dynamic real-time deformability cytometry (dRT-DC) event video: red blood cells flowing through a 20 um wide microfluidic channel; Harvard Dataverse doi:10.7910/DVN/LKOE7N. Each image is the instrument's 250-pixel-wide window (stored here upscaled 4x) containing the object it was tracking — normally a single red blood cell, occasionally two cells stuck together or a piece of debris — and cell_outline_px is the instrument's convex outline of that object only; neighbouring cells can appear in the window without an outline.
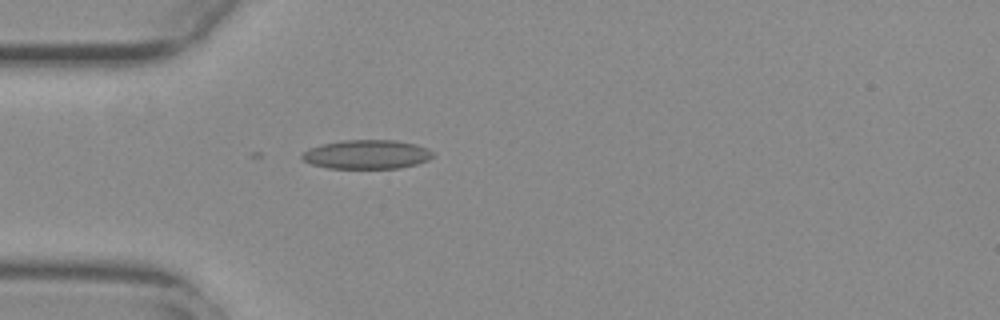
{"species": "common noctule bat (a hibernating species)", "species_latin": "Nyctalus noctula", "temperature_condition": "warm", "stored_images_in_passage": 4, "camera_frame_rate_fps": 3000, "um_per_image_px": 0.085, "animal": {"sex": "female", "body_mass_g": 29.2, "forearm_length_mm": 56.3}, "frame": {"image": 1, "passage_image": 1, "time_ms": 0.0, "image_size_px": [1000, 320], "cell_outline_px": [[432, 156], [428, 160], [416, 164], [400, 168], [328, 168], [312, 164], [304, 160], [300, 156], [308, 148], [320, 144], [344, 140], [396, 140], [416, 144], [428, 148], [432, 152]], "centroid_in_image_um": [31.17, 13.12], "position_along_channel_um": 53.8, "area_um2": 22.14}}
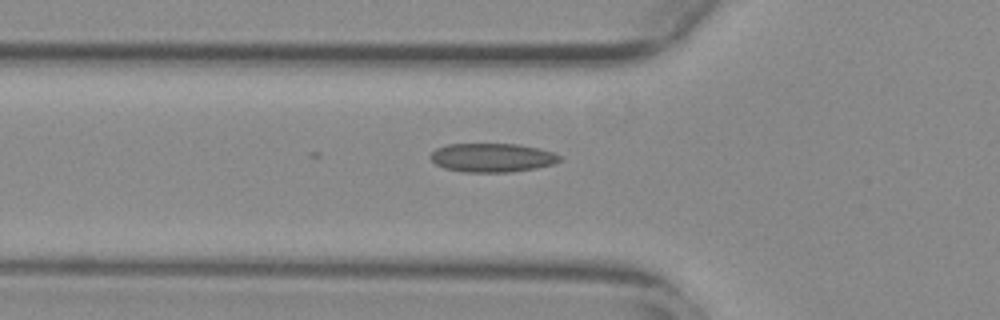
{"frame": {"image": 2, "passage_image": 4, "time_ms": 1.0, "image_size_px": [1000, 320], "cell_outline_px": [[560, 160], [552, 164], [536, 168], [512, 172], [464, 172], [444, 168], [436, 164], [428, 156], [436, 148], [448, 144], [516, 144], [536, 148], [552, 152], [560, 156]], "centroid_in_image_um": [41.79, 13.4], "position_along_channel_um": 84.0, "area_um2": 21.56}}